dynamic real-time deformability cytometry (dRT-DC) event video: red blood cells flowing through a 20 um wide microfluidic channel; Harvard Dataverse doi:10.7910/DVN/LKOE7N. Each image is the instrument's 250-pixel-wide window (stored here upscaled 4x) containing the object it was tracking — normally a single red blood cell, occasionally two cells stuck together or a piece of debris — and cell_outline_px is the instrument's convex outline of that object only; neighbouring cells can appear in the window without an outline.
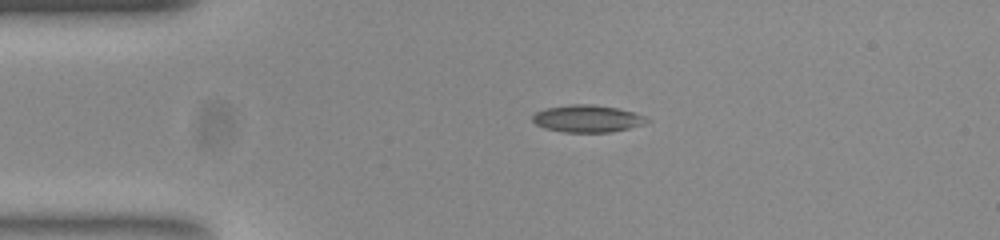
{"species": "common noctule bat (a hibernating species)", "species_latin": "Nyctalus noctula", "temperature_condition": "room temperature", "stored_images_in_passage": 43, "camera_frame_rate_fps": 3000, "um_per_image_px": 0.085, "animal": {"sex": "female", "body_mass_g": 23.0, "forearm_length_mm": 53.4}, "frame": {"image": 1, "passage_image": 1, "time_ms": 0.0, "image_size_px": [1000, 240], "cell_outline_px": [[652, 120], [644, 124], [612, 132], [564, 132], [544, 128], [536, 124], [532, 120], [532, 116], [536, 112], [544, 108], [572, 104], [592, 104], [616, 108], [632, 112], [644, 116]], "centroid_in_image_um": [49.91, 10.08], "position_along_channel_um": 35.1, "area_um2": 18.09}}
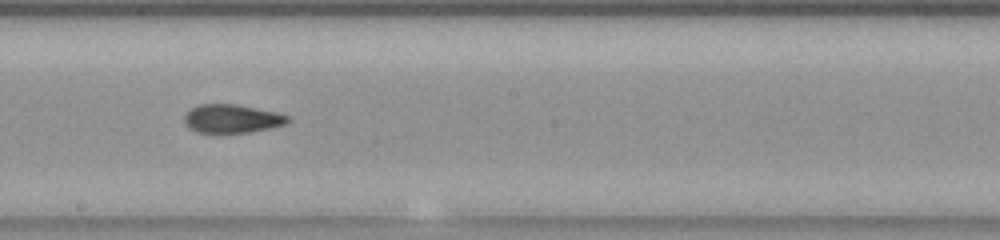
{"frame": {"image": 2, "passage_image": 19, "time_ms": 6.0, "image_size_px": [1000, 240], "cell_outline_px": [[292, 120], [284, 124], [268, 128], [248, 132], [196, 132], [188, 128], [184, 120], [184, 116], [196, 104], [236, 104], [276, 112], [288, 116]], "centroid_in_image_um": [19.69, 10.07], "position_along_channel_um": 228.5, "area_um2": 16.99}}
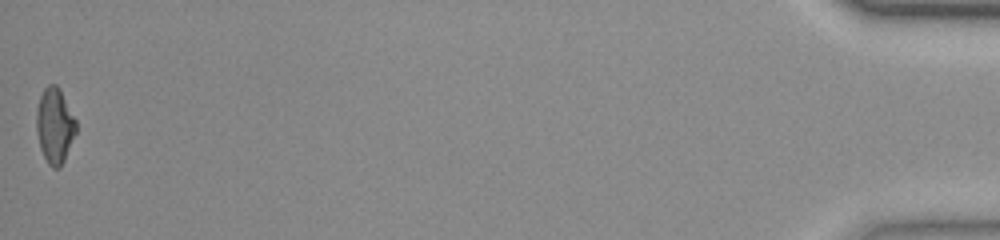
{"frame": {"image": 3, "passage_image": 43, "time_ms": 14.0, "image_size_px": [1000, 240], "cell_outline_px": [[76, 132], [64, 160], [60, 168], [52, 168], [48, 164], [40, 148], [36, 128], [36, 112], [40, 96], [44, 88], [48, 84], [56, 84], [60, 88], [76, 120]], "centroid_in_image_um": [4.65, 10.66], "position_along_channel_um": 430.6, "area_um2": 17.4}, "authors_computed_cell_mechanics": {"area_um2": 17.5134, "velocity_mm_per_s": 3.8161, "shape_relaxation_time_tau1_ms": null, "shape_relaxation_time_tau2_ms": 2.5561, "deformation_change_tau1": null, "deformation_change_tau2": 0.0932}}